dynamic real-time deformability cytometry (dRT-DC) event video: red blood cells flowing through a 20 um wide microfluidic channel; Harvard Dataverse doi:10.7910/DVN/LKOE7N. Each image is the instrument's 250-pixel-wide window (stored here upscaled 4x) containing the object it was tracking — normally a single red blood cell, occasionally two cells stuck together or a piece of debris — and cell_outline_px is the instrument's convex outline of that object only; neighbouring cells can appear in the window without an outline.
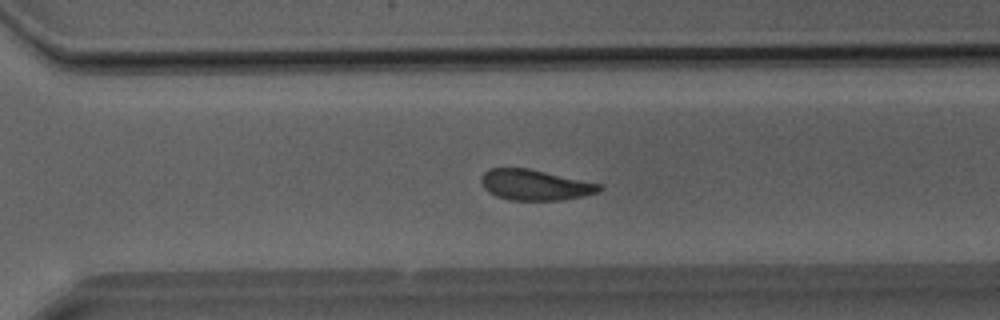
{"species": "Egyptian fruit bat (a non-hibernating species)", "species_latin": "Rousettus aegyptiacus", "temperature_condition": "room temperature", "stored_images_in_passage": 38, "camera_frame_rate_fps": 3000, "um_per_image_px": 0.085, "animal": {"sex": "male"}, "frame": {"image": 1, "passage_image": 27, "time_ms": 8.667, "image_size_px": [1000, 320], "cell_outline_px": [[604, 188], [600, 192], [584, 196], [564, 200], [508, 200], [496, 196], [488, 192], [484, 188], [480, 180], [480, 176], [488, 168], [528, 168], [600, 184]], "centroid_in_image_um": [45.46, 15.72], "position_along_channel_um": 325.1, "area_um2": 21.21}}
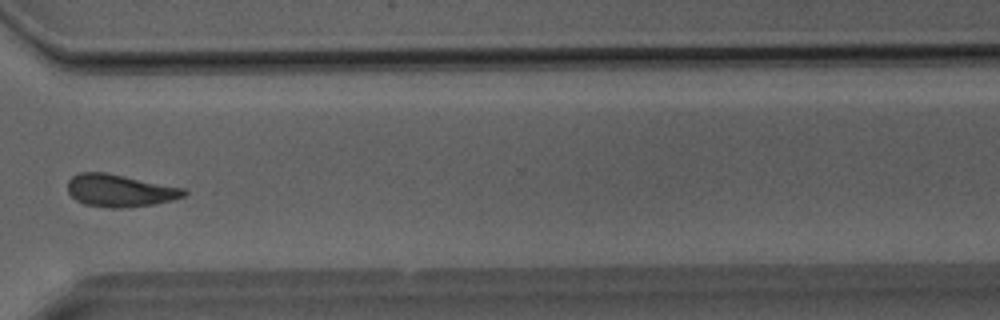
{"frame": {"image": 2, "passage_image": 29, "time_ms": 9.333, "image_size_px": [1000, 320], "cell_outline_px": [[188, 192], [184, 196], [172, 200], [156, 204], [124, 208], [108, 208], [84, 204], [76, 200], [68, 192], [68, 180], [72, 176], [80, 172], [108, 172], [184, 188]], "centroid_in_image_um": [10.19, 16.2], "position_along_channel_um": 360.4, "area_um2": 22.2}}
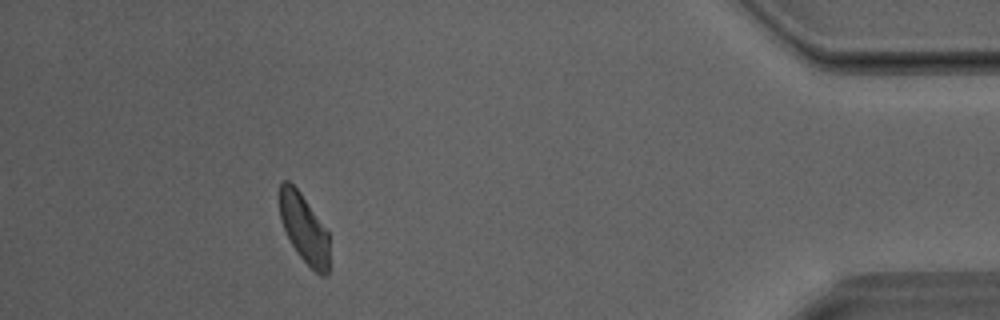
{"frame": {"image": 3, "passage_image": 35, "time_ms": 11.333, "image_size_px": [1000, 320], "cell_outline_px": [[332, 268], [324, 276], [320, 276], [296, 252], [280, 220], [280, 184], [284, 180], [288, 180], [300, 192], [328, 232]], "centroid_in_image_um": [25.9, 19.49], "position_along_channel_um": 409.3, "area_um2": 20.06}}